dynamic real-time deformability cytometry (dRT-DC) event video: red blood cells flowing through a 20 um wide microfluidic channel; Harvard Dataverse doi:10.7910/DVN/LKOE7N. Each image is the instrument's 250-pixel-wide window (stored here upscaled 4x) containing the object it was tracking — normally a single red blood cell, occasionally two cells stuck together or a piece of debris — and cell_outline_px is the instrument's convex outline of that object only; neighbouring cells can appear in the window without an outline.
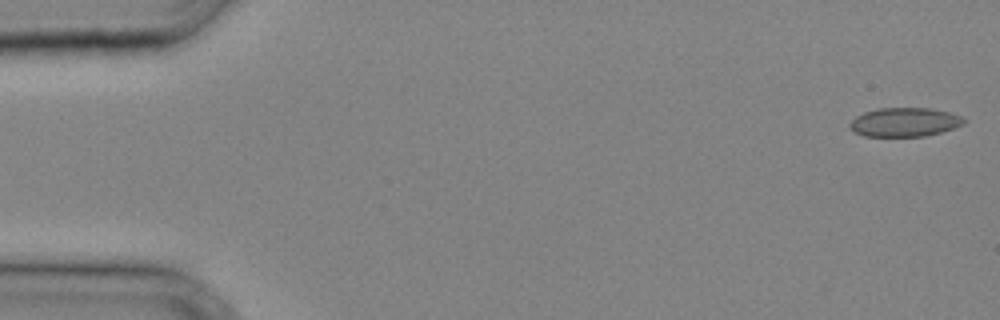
{"species": "common noctule bat (a hibernating species)", "species_latin": "Nyctalus noctula", "temperature_condition": "cold", "stored_images_in_passage": 32, "camera_frame_rate_fps": 3000, "um_per_image_px": 0.085, "animal": {"sex": "male", "body_mass_g": 20.4}, "frame": {"image": 1, "passage_image": 1, "time_ms": 0.0, "image_size_px": [1000, 320], "cell_outline_px": [[964, 124], [940, 132], [924, 136], [864, 136], [852, 132], [848, 124], [856, 116], [864, 112], [880, 108], [928, 108], [948, 112], [960, 116], [964, 120]], "centroid_in_image_um": [76.83, 10.38], "position_along_channel_um": 8.2, "area_um2": 19.07}}
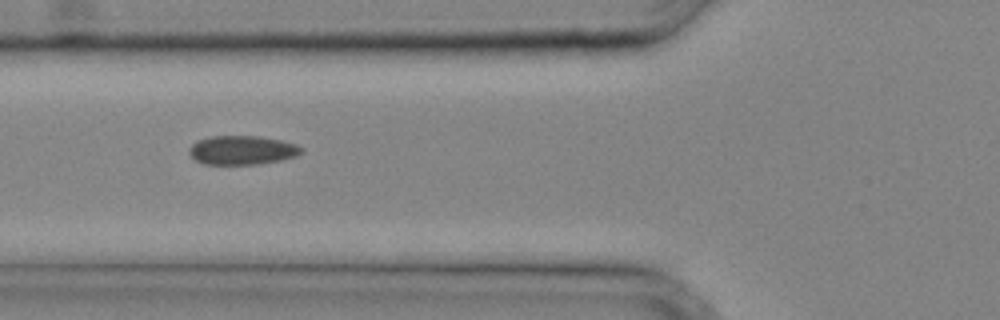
{"frame": {"image": 2, "passage_image": 13, "time_ms": 4.0, "image_size_px": [1000, 320], "cell_outline_px": [[304, 152], [296, 156], [280, 160], [260, 164], [204, 164], [196, 160], [188, 152], [188, 148], [196, 140], [212, 136], [256, 136], [280, 140], [296, 144], [304, 148]], "centroid_in_image_um": [20.58, 12.76], "position_along_channel_um": 105.2, "area_um2": 19.02}}
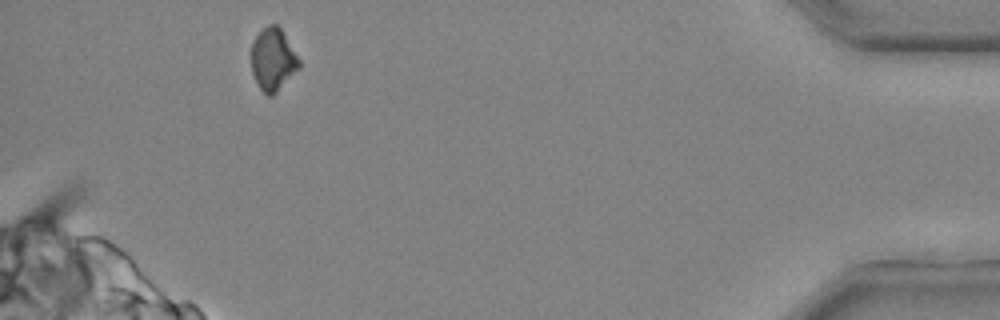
{"frame": {"image": 3, "passage_image": 32, "time_ms": 10.333, "image_size_px": [1000, 320], "cell_outline_px": [[300, 68], [272, 96], [268, 96], [260, 88], [252, 72], [252, 44], [256, 36], [268, 24], [276, 24], [280, 28], [300, 60]], "centroid_in_image_um": [23.22, 5.06], "position_along_channel_um": 412.0, "area_um2": 17.05}}